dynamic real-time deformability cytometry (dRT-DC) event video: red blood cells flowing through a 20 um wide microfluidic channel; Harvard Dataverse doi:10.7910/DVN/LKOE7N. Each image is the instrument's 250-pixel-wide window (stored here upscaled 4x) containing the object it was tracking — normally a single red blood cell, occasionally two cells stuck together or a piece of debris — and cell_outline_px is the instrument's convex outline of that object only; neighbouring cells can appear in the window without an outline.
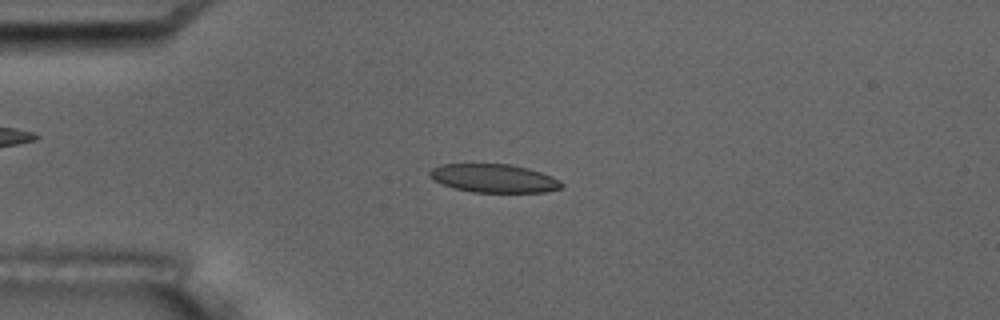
{"species": "common noctule bat (a hibernating species)", "species_latin": "Nyctalus noctula", "temperature_condition": "room temperature", "stored_images_in_passage": 9, "camera_frame_rate_fps": 3000, "um_per_image_px": 0.085, "animal": {"sex": "male", "body_mass_g": 17.5, "forearm_length_mm": 52.3}, "frame": {"image": 1, "passage_image": 3, "time_ms": 2.333, "image_size_px": [1000, 320], "cell_outline_px": [[564, 184], [560, 188], [544, 192], [472, 192], [440, 184], [432, 180], [428, 176], [428, 172], [432, 168], [440, 164], [508, 164], [528, 168], [552, 176], [560, 180]], "centroid_in_image_um": [41.94, 15.15], "position_along_channel_um": 43.1, "area_um2": 21.91}}